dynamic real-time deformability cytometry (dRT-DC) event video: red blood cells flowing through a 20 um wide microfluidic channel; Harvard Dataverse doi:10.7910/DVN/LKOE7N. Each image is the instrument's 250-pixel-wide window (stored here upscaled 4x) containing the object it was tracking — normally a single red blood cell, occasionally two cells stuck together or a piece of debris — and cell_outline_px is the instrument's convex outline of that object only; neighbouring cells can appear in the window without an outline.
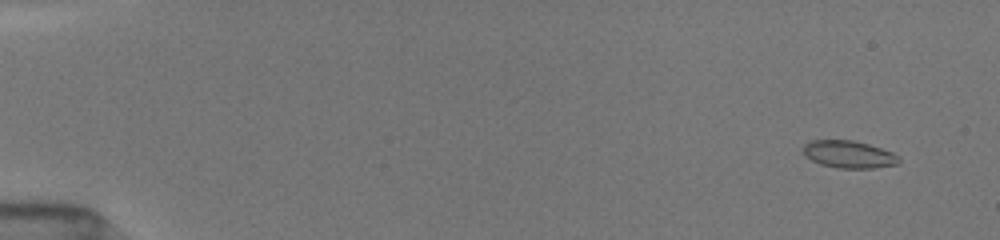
{"species": "common noctule bat (a hibernating species)", "species_latin": "Nyctalus noctula", "temperature_condition": "room temperature", "stored_images_in_passage": 19, "camera_frame_rate_fps": 3000, "um_per_image_px": 0.085, "animal": {"sex": "female", "body_mass_g": 19.5, "forearm_length_mm": 54.1}, "frame": {"image": 1, "passage_image": 3, "time_ms": 1.0, "image_size_px": [1000, 240], "cell_outline_px": [[900, 164], [872, 168], [840, 168], [820, 164], [804, 156], [804, 144], [812, 140], [852, 140], [868, 144], [892, 152], [900, 156]], "centroid_in_image_um": [72.17, 13.12], "position_along_channel_um": 12.8, "area_um2": 15.26}}
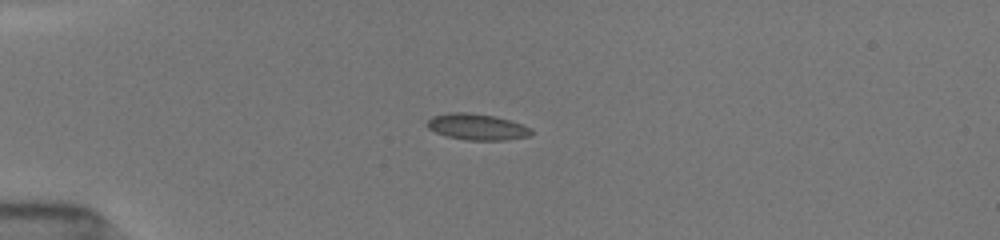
{"frame": {"image": 2, "passage_image": 14, "time_ms": 4.667, "image_size_px": [1000, 240], "cell_outline_px": [[532, 136], [504, 140], [464, 140], [448, 136], [436, 132], [428, 128], [424, 124], [432, 116], [448, 112], [468, 112], [496, 116], [532, 128]], "centroid_in_image_um": [40.53, 10.78], "position_along_channel_um": 44.5, "area_um2": 16.01}}